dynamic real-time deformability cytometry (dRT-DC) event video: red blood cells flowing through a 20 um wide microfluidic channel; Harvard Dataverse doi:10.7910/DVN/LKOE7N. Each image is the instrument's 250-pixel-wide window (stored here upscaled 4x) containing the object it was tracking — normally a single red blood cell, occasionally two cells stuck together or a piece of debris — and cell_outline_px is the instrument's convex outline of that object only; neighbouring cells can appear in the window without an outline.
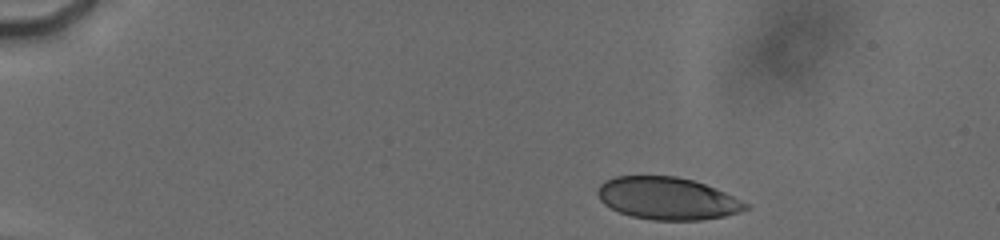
{"species": "human", "species_latin": "Homo sapiens", "temperature_condition": "cold", "stored_images_in_passage": 24, "camera_frame_rate_fps": 3000, "um_per_image_px": 0.085, "donor": {"sex": "male"}, "frame": {"image": 1, "passage_image": 4, "time_ms": 0.667, "image_size_px": [1000, 240], "cell_outline_px": [[748, 208], [740, 212], [724, 216], [700, 220], [652, 220], [632, 216], [620, 212], [604, 204], [600, 200], [596, 192], [596, 188], [604, 180], [616, 176], [676, 176], [692, 180], [704, 184], [724, 192], [748, 204]], "centroid_in_image_um": [56.68, 16.86], "position_along_channel_um": 28.3, "area_um2": 36.36}}